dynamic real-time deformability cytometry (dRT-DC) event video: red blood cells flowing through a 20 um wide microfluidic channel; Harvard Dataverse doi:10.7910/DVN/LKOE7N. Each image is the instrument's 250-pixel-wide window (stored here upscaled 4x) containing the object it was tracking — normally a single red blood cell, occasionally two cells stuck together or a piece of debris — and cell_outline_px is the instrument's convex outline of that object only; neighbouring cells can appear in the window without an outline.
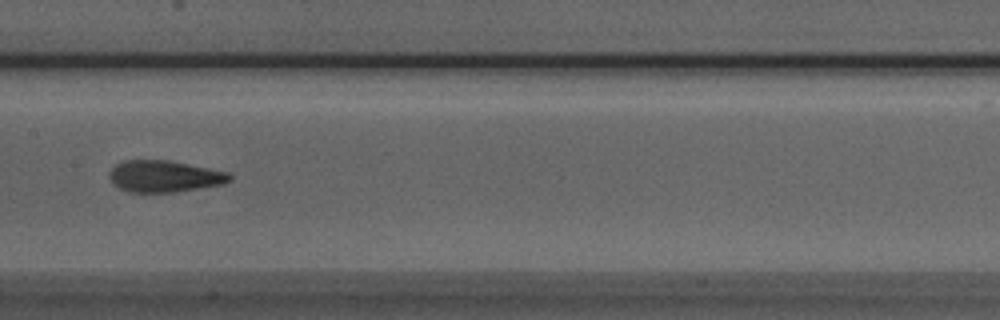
{"species": "Egyptian fruit bat (a non-hibernating species)", "species_latin": "Rousettus aegyptiacus", "temperature_condition": "room temperature", "stored_images_in_passage": 8, "camera_frame_rate_fps": 3000, "um_per_image_px": 0.085, "animal": {"sex": "male"}, "frame": {"image": 1, "passage_image": 8, "time_ms": 2.333, "image_size_px": [1000, 320], "cell_outline_px": [[232, 180], [224, 184], [176, 192], [128, 192], [112, 184], [108, 176], [108, 172], [116, 164], [124, 160], [168, 160], [228, 172], [232, 176]], "centroid_in_image_um": [13.95, 14.99], "position_along_channel_um": 193.5, "area_um2": 22.31}}